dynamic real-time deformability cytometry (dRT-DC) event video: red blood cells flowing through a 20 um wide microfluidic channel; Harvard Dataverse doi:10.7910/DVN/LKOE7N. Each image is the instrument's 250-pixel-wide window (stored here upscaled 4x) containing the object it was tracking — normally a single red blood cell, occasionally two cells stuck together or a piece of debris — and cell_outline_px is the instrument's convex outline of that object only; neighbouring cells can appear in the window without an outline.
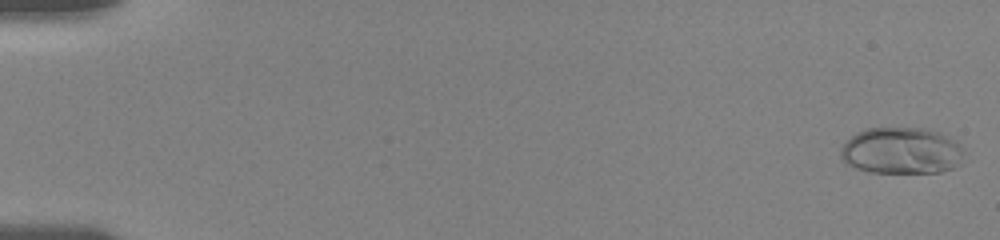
{"species": "human", "species_latin": "Homo sapiens", "temperature_condition": "room temperature", "stored_images_in_passage": 7, "camera_frame_rate_fps": 3000, "um_per_image_px": 0.085, "donor": {"sex": "female"}, "frame": {"image": 1, "passage_image": 1, "time_ms": 0.0, "image_size_px": [1000, 240], "cell_outline_px": [[964, 152], [960, 164], [952, 168], [940, 172], [872, 172], [856, 168], [844, 164], [840, 156], [840, 148], [856, 132], [864, 128], [924, 128], [940, 132], [956, 140], [964, 148]], "centroid_in_image_um": [76.63, 12.8], "position_along_channel_um": 8.4, "area_um2": 33.81}}
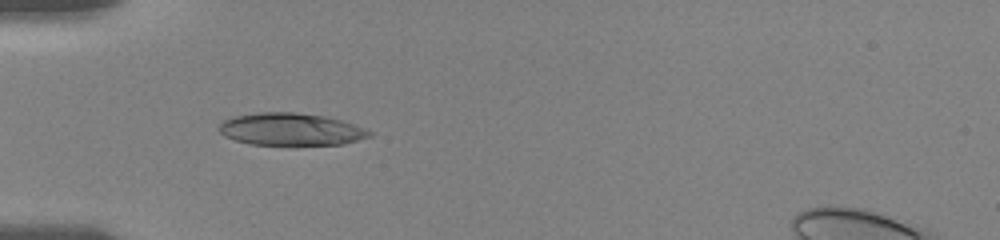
{"frame": {"image": 2, "passage_image": 6, "time_ms": 5.667, "image_size_px": [1000, 240], "cell_outline_px": [[372, 136], [340, 144], [288, 148], [248, 144], [224, 136], [216, 128], [224, 120], [236, 116], [260, 112], [296, 112], [324, 116], [340, 120], [364, 128], [372, 132]], "centroid_in_image_um": [24.69, 11.04], "position_along_channel_um": 60.3, "area_um2": 29.3}}
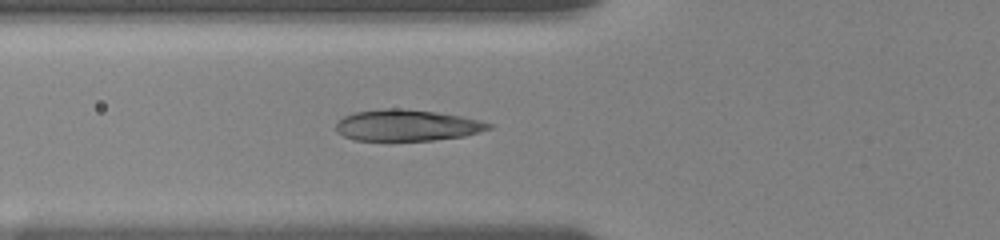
{"frame": {"image": 3, "passage_image": 7, "time_ms": 6.667, "image_size_px": [1000, 240], "cell_outline_px": [[492, 128], [480, 132], [464, 136], [432, 140], [356, 140], [344, 136], [336, 132], [336, 124], [344, 116], [352, 112], [380, 108], [404, 108], [436, 112], [460, 116], [480, 120], [492, 124]], "centroid_in_image_um": [34.58, 10.64], "position_along_channel_um": 91.2, "area_um2": 27.92}}